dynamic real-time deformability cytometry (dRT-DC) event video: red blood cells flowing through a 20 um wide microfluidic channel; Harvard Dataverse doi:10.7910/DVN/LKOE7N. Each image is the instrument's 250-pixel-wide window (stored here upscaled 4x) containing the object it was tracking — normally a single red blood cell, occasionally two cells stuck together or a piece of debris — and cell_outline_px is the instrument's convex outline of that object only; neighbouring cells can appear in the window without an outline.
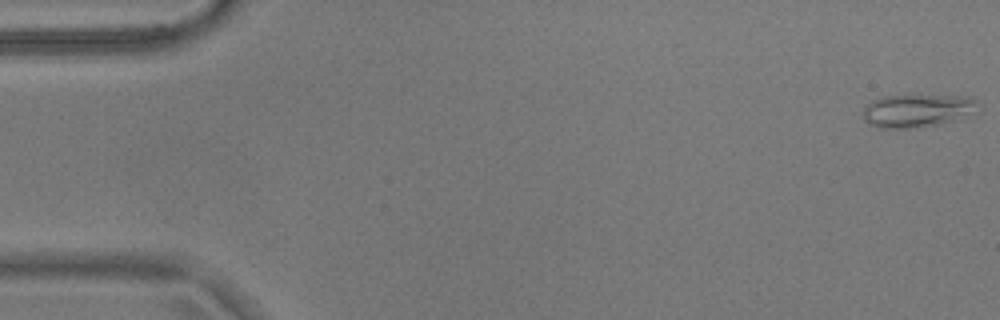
{"species": "common noctule bat (a hibernating species)", "species_latin": "Nyctalus noctula", "temperature_condition": "warm", "stored_images_in_passage": 17, "camera_frame_rate_fps": 3000, "um_per_image_px": 0.085, "animal": {"sex": "male", "body_mass_g": 17.9}, "frame": {"image": 1, "passage_image": 1, "time_ms": 0.0, "image_size_px": [1000, 320], "cell_outline_px": [[972, 108], [952, 120], [940, 124], [908, 128], [876, 128], [868, 124], [864, 120], [864, 104], [872, 100], [884, 96], [972, 96]], "centroid_in_image_um": [77.74, 9.41], "position_along_channel_um": 7.3, "area_um2": 21.15}}